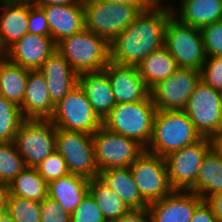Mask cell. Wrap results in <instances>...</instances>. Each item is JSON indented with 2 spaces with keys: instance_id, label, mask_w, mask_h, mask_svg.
<instances>
[{
  "instance_id": "obj_1",
  "label": "cell",
  "mask_w": 222,
  "mask_h": 222,
  "mask_svg": "<svg viewBox=\"0 0 222 222\" xmlns=\"http://www.w3.org/2000/svg\"><path fill=\"white\" fill-rule=\"evenodd\" d=\"M173 15L167 9L142 10L137 18L110 42V61L136 66L151 52L162 48L165 28Z\"/></svg>"
},
{
  "instance_id": "obj_2",
  "label": "cell",
  "mask_w": 222,
  "mask_h": 222,
  "mask_svg": "<svg viewBox=\"0 0 222 222\" xmlns=\"http://www.w3.org/2000/svg\"><path fill=\"white\" fill-rule=\"evenodd\" d=\"M201 138L183 110H157L152 137L145 150L164 158Z\"/></svg>"
},
{
  "instance_id": "obj_3",
  "label": "cell",
  "mask_w": 222,
  "mask_h": 222,
  "mask_svg": "<svg viewBox=\"0 0 222 222\" xmlns=\"http://www.w3.org/2000/svg\"><path fill=\"white\" fill-rule=\"evenodd\" d=\"M156 111L150 95L138 102L119 103L102 121V126L137 141L146 149L152 137Z\"/></svg>"
},
{
  "instance_id": "obj_4",
  "label": "cell",
  "mask_w": 222,
  "mask_h": 222,
  "mask_svg": "<svg viewBox=\"0 0 222 222\" xmlns=\"http://www.w3.org/2000/svg\"><path fill=\"white\" fill-rule=\"evenodd\" d=\"M56 46L78 74L101 71L110 62V43L85 28L63 38Z\"/></svg>"
},
{
  "instance_id": "obj_5",
  "label": "cell",
  "mask_w": 222,
  "mask_h": 222,
  "mask_svg": "<svg viewBox=\"0 0 222 222\" xmlns=\"http://www.w3.org/2000/svg\"><path fill=\"white\" fill-rule=\"evenodd\" d=\"M85 29L105 38L109 43L122 33L145 6L83 0Z\"/></svg>"
},
{
  "instance_id": "obj_6",
  "label": "cell",
  "mask_w": 222,
  "mask_h": 222,
  "mask_svg": "<svg viewBox=\"0 0 222 222\" xmlns=\"http://www.w3.org/2000/svg\"><path fill=\"white\" fill-rule=\"evenodd\" d=\"M164 46L178 68L200 71L207 58L200 29L183 24L173 15L166 24Z\"/></svg>"
},
{
  "instance_id": "obj_7",
  "label": "cell",
  "mask_w": 222,
  "mask_h": 222,
  "mask_svg": "<svg viewBox=\"0 0 222 222\" xmlns=\"http://www.w3.org/2000/svg\"><path fill=\"white\" fill-rule=\"evenodd\" d=\"M49 120L56 128L87 134H93L102 126V120L94 112L79 83L55 105Z\"/></svg>"
},
{
  "instance_id": "obj_8",
  "label": "cell",
  "mask_w": 222,
  "mask_h": 222,
  "mask_svg": "<svg viewBox=\"0 0 222 222\" xmlns=\"http://www.w3.org/2000/svg\"><path fill=\"white\" fill-rule=\"evenodd\" d=\"M13 143L25 161L26 167H37L56 151V127L50 120L25 119Z\"/></svg>"
},
{
  "instance_id": "obj_9",
  "label": "cell",
  "mask_w": 222,
  "mask_h": 222,
  "mask_svg": "<svg viewBox=\"0 0 222 222\" xmlns=\"http://www.w3.org/2000/svg\"><path fill=\"white\" fill-rule=\"evenodd\" d=\"M95 161L99 170L128 168L145 151L137 141L101 126L92 134Z\"/></svg>"
},
{
  "instance_id": "obj_10",
  "label": "cell",
  "mask_w": 222,
  "mask_h": 222,
  "mask_svg": "<svg viewBox=\"0 0 222 222\" xmlns=\"http://www.w3.org/2000/svg\"><path fill=\"white\" fill-rule=\"evenodd\" d=\"M56 151L66 161L69 174L88 180L99 177L92 134L56 128Z\"/></svg>"
},
{
  "instance_id": "obj_11",
  "label": "cell",
  "mask_w": 222,
  "mask_h": 222,
  "mask_svg": "<svg viewBox=\"0 0 222 222\" xmlns=\"http://www.w3.org/2000/svg\"><path fill=\"white\" fill-rule=\"evenodd\" d=\"M183 111L201 137L211 139L222 132L221 91L208 86L203 80L197 83Z\"/></svg>"
},
{
  "instance_id": "obj_12",
  "label": "cell",
  "mask_w": 222,
  "mask_h": 222,
  "mask_svg": "<svg viewBox=\"0 0 222 222\" xmlns=\"http://www.w3.org/2000/svg\"><path fill=\"white\" fill-rule=\"evenodd\" d=\"M211 147V139L202 137L164 157L169 184L173 190L189 191L194 186L203 158Z\"/></svg>"
},
{
  "instance_id": "obj_13",
  "label": "cell",
  "mask_w": 222,
  "mask_h": 222,
  "mask_svg": "<svg viewBox=\"0 0 222 222\" xmlns=\"http://www.w3.org/2000/svg\"><path fill=\"white\" fill-rule=\"evenodd\" d=\"M141 197L149 204L169 195L173 189L168 180L165 159L144 151L130 166Z\"/></svg>"
},
{
  "instance_id": "obj_14",
  "label": "cell",
  "mask_w": 222,
  "mask_h": 222,
  "mask_svg": "<svg viewBox=\"0 0 222 222\" xmlns=\"http://www.w3.org/2000/svg\"><path fill=\"white\" fill-rule=\"evenodd\" d=\"M201 73L191 68H178L170 77L150 89V96L157 110H184Z\"/></svg>"
},
{
  "instance_id": "obj_15",
  "label": "cell",
  "mask_w": 222,
  "mask_h": 222,
  "mask_svg": "<svg viewBox=\"0 0 222 222\" xmlns=\"http://www.w3.org/2000/svg\"><path fill=\"white\" fill-rule=\"evenodd\" d=\"M204 200L196 193L173 190L169 195L148 204L152 222H190Z\"/></svg>"
},
{
  "instance_id": "obj_16",
  "label": "cell",
  "mask_w": 222,
  "mask_h": 222,
  "mask_svg": "<svg viewBox=\"0 0 222 222\" xmlns=\"http://www.w3.org/2000/svg\"><path fill=\"white\" fill-rule=\"evenodd\" d=\"M103 70L107 73L116 104L138 102L150 95L136 66L110 61Z\"/></svg>"
},
{
  "instance_id": "obj_17",
  "label": "cell",
  "mask_w": 222,
  "mask_h": 222,
  "mask_svg": "<svg viewBox=\"0 0 222 222\" xmlns=\"http://www.w3.org/2000/svg\"><path fill=\"white\" fill-rule=\"evenodd\" d=\"M57 50L51 36L27 33L4 54L10 62L28 70H39L44 61Z\"/></svg>"
},
{
  "instance_id": "obj_18",
  "label": "cell",
  "mask_w": 222,
  "mask_h": 222,
  "mask_svg": "<svg viewBox=\"0 0 222 222\" xmlns=\"http://www.w3.org/2000/svg\"><path fill=\"white\" fill-rule=\"evenodd\" d=\"M0 10V55H3L28 33L30 0H0Z\"/></svg>"
},
{
  "instance_id": "obj_19",
  "label": "cell",
  "mask_w": 222,
  "mask_h": 222,
  "mask_svg": "<svg viewBox=\"0 0 222 222\" xmlns=\"http://www.w3.org/2000/svg\"><path fill=\"white\" fill-rule=\"evenodd\" d=\"M39 71L45 77L49 98L54 105L78 84V73L57 50L44 61Z\"/></svg>"
},
{
  "instance_id": "obj_20",
  "label": "cell",
  "mask_w": 222,
  "mask_h": 222,
  "mask_svg": "<svg viewBox=\"0 0 222 222\" xmlns=\"http://www.w3.org/2000/svg\"><path fill=\"white\" fill-rule=\"evenodd\" d=\"M46 16L50 36L57 44L85 28L83 0L75 4L38 6Z\"/></svg>"
},
{
  "instance_id": "obj_21",
  "label": "cell",
  "mask_w": 222,
  "mask_h": 222,
  "mask_svg": "<svg viewBox=\"0 0 222 222\" xmlns=\"http://www.w3.org/2000/svg\"><path fill=\"white\" fill-rule=\"evenodd\" d=\"M20 108L24 119L49 120L52 117L55 105L49 98L48 85L39 70H29Z\"/></svg>"
},
{
  "instance_id": "obj_22",
  "label": "cell",
  "mask_w": 222,
  "mask_h": 222,
  "mask_svg": "<svg viewBox=\"0 0 222 222\" xmlns=\"http://www.w3.org/2000/svg\"><path fill=\"white\" fill-rule=\"evenodd\" d=\"M78 83L85 91L94 112L103 121L116 105L107 73L104 70L80 73Z\"/></svg>"
},
{
  "instance_id": "obj_23",
  "label": "cell",
  "mask_w": 222,
  "mask_h": 222,
  "mask_svg": "<svg viewBox=\"0 0 222 222\" xmlns=\"http://www.w3.org/2000/svg\"><path fill=\"white\" fill-rule=\"evenodd\" d=\"M172 13L183 24L201 29L222 20V0H183Z\"/></svg>"
},
{
  "instance_id": "obj_24",
  "label": "cell",
  "mask_w": 222,
  "mask_h": 222,
  "mask_svg": "<svg viewBox=\"0 0 222 222\" xmlns=\"http://www.w3.org/2000/svg\"><path fill=\"white\" fill-rule=\"evenodd\" d=\"M89 181L83 176L68 174L48 183V196L72 214L89 192Z\"/></svg>"
},
{
  "instance_id": "obj_25",
  "label": "cell",
  "mask_w": 222,
  "mask_h": 222,
  "mask_svg": "<svg viewBox=\"0 0 222 222\" xmlns=\"http://www.w3.org/2000/svg\"><path fill=\"white\" fill-rule=\"evenodd\" d=\"M99 178L109 186L131 210L148 208L128 168H110L99 173Z\"/></svg>"
},
{
  "instance_id": "obj_26",
  "label": "cell",
  "mask_w": 222,
  "mask_h": 222,
  "mask_svg": "<svg viewBox=\"0 0 222 222\" xmlns=\"http://www.w3.org/2000/svg\"><path fill=\"white\" fill-rule=\"evenodd\" d=\"M137 68L145 85L151 89L161 80L173 75L178 66L168 49L163 46L146 56Z\"/></svg>"
},
{
  "instance_id": "obj_27",
  "label": "cell",
  "mask_w": 222,
  "mask_h": 222,
  "mask_svg": "<svg viewBox=\"0 0 222 222\" xmlns=\"http://www.w3.org/2000/svg\"><path fill=\"white\" fill-rule=\"evenodd\" d=\"M189 191L198 194L203 200L222 191V160L213 147L205 154L195 184Z\"/></svg>"
},
{
  "instance_id": "obj_28",
  "label": "cell",
  "mask_w": 222,
  "mask_h": 222,
  "mask_svg": "<svg viewBox=\"0 0 222 222\" xmlns=\"http://www.w3.org/2000/svg\"><path fill=\"white\" fill-rule=\"evenodd\" d=\"M29 70L10 62L0 55V94L21 106L25 94Z\"/></svg>"
},
{
  "instance_id": "obj_29",
  "label": "cell",
  "mask_w": 222,
  "mask_h": 222,
  "mask_svg": "<svg viewBox=\"0 0 222 222\" xmlns=\"http://www.w3.org/2000/svg\"><path fill=\"white\" fill-rule=\"evenodd\" d=\"M89 193L102 211L107 222L128 214L131 209L99 177L89 181Z\"/></svg>"
},
{
  "instance_id": "obj_30",
  "label": "cell",
  "mask_w": 222,
  "mask_h": 222,
  "mask_svg": "<svg viewBox=\"0 0 222 222\" xmlns=\"http://www.w3.org/2000/svg\"><path fill=\"white\" fill-rule=\"evenodd\" d=\"M9 195L33 201H43L48 196V183L35 167L24 168L8 185Z\"/></svg>"
},
{
  "instance_id": "obj_31",
  "label": "cell",
  "mask_w": 222,
  "mask_h": 222,
  "mask_svg": "<svg viewBox=\"0 0 222 222\" xmlns=\"http://www.w3.org/2000/svg\"><path fill=\"white\" fill-rule=\"evenodd\" d=\"M24 120L20 106L0 94V142H12Z\"/></svg>"
},
{
  "instance_id": "obj_32",
  "label": "cell",
  "mask_w": 222,
  "mask_h": 222,
  "mask_svg": "<svg viewBox=\"0 0 222 222\" xmlns=\"http://www.w3.org/2000/svg\"><path fill=\"white\" fill-rule=\"evenodd\" d=\"M26 164L15 144L0 142V183L9 185Z\"/></svg>"
},
{
  "instance_id": "obj_33",
  "label": "cell",
  "mask_w": 222,
  "mask_h": 222,
  "mask_svg": "<svg viewBox=\"0 0 222 222\" xmlns=\"http://www.w3.org/2000/svg\"><path fill=\"white\" fill-rule=\"evenodd\" d=\"M41 202L15 195H8L6 212L14 222H40Z\"/></svg>"
},
{
  "instance_id": "obj_34",
  "label": "cell",
  "mask_w": 222,
  "mask_h": 222,
  "mask_svg": "<svg viewBox=\"0 0 222 222\" xmlns=\"http://www.w3.org/2000/svg\"><path fill=\"white\" fill-rule=\"evenodd\" d=\"M36 169L47 183L69 174L66 161L57 151L50 154Z\"/></svg>"
},
{
  "instance_id": "obj_35",
  "label": "cell",
  "mask_w": 222,
  "mask_h": 222,
  "mask_svg": "<svg viewBox=\"0 0 222 222\" xmlns=\"http://www.w3.org/2000/svg\"><path fill=\"white\" fill-rule=\"evenodd\" d=\"M70 222H107L102 211L88 192L82 202L75 208L70 217Z\"/></svg>"
},
{
  "instance_id": "obj_36",
  "label": "cell",
  "mask_w": 222,
  "mask_h": 222,
  "mask_svg": "<svg viewBox=\"0 0 222 222\" xmlns=\"http://www.w3.org/2000/svg\"><path fill=\"white\" fill-rule=\"evenodd\" d=\"M207 57L222 56V20L200 29Z\"/></svg>"
},
{
  "instance_id": "obj_37",
  "label": "cell",
  "mask_w": 222,
  "mask_h": 222,
  "mask_svg": "<svg viewBox=\"0 0 222 222\" xmlns=\"http://www.w3.org/2000/svg\"><path fill=\"white\" fill-rule=\"evenodd\" d=\"M200 73L201 80L208 86L222 91V56L207 57Z\"/></svg>"
},
{
  "instance_id": "obj_38",
  "label": "cell",
  "mask_w": 222,
  "mask_h": 222,
  "mask_svg": "<svg viewBox=\"0 0 222 222\" xmlns=\"http://www.w3.org/2000/svg\"><path fill=\"white\" fill-rule=\"evenodd\" d=\"M71 214L63 210L58 203L47 196L41 202L40 222H70Z\"/></svg>"
},
{
  "instance_id": "obj_39",
  "label": "cell",
  "mask_w": 222,
  "mask_h": 222,
  "mask_svg": "<svg viewBox=\"0 0 222 222\" xmlns=\"http://www.w3.org/2000/svg\"><path fill=\"white\" fill-rule=\"evenodd\" d=\"M28 32L32 34L50 36L49 24L44 11L30 0L28 17Z\"/></svg>"
},
{
  "instance_id": "obj_40",
  "label": "cell",
  "mask_w": 222,
  "mask_h": 222,
  "mask_svg": "<svg viewBox=\"0 0 222 222\" xmlns=\"http://www.w3.org/2000/svg\"><path fill=\"white\" fill-rule=\"evenodd\" d=\"M111 222H152V219L148 208H145L141 210H131L128 214Z\"/></svg>"
},
{
  "instance_id": "obj_41",
  "label": "cell",
  "mask_w": 222,
  "mask_h": 222,
  "mask_svg": "<svg viewBox=\"0 0 222 222\" xmlns=\"http://www.w3.org/2000/svg\"><path fill=\"white\" fill-rule=\"evenodd\" d=\"M190 222H217L210 207L203 201L195 210Z\"/></svg>"
},
{
  "instance_id": "obj_42",
  "label": "cell",
  "mask_w": 222,
  "mask_h": 222,
  "mask_svg": "<svg viewBox=\"0 0 222 222\" xmlns=\"http://www.w3.org/2000/svg\"><path fill=\"white\" fill-rule=\"evenodd\" d=\"M204 201L210 207L217 222H222V191L206 197Z\"/></svg>"
},
{
  "instance_id": "obj_43",
  "label": "cell",
  "mask_w": 222,
  "mask_h": 222,
  "mask_svg": "<svg viewBox=\"0 0 222 222\" xmlns=\"http://www.w3.org/2000/svg\"><path fill=\"white\" fill-rule=\"evenodd\" d=\"M141 1L146 8L167 9L169 11H173V9L175 8V5L174 4L172 5L171 2L172 0H141ZM169 1L171 2V4Z\"/></svg>"
},
{
  "instance_id": "obj_44",
  "label": "cell",
  "mask_w": 222,
  "mask_h": 222,
  "mask_svg": "<svg viewBox=\"0 0 222 222\" xmlns=\"http://www.w3.org/2000/svg\"><path fill=\"white\" fill-rule=\"evenodd\" d=\"M80 0H32L33 4L36 6H48V5H67L75 4Z\"/></svg>"
},
{
  "instance_id": "obj_45",
  "label": "cell",
  "mask_w": 222,
  "mask_h": 222,
  "mask_svg": "<svg viewBox=\"0 0 222 222\" xmlns=\"http://www.w3.org/2000/svg\"><path fill=\"white\" fill-rule=\"evenodd\" d=\"M8 195H9L8 185L0 183V212H6Z\"/></svg>"
},
{
  "instance_id": "obj_46",
  "label": "cell",
  "mask_w": 222,
  "mask_h": 222,
  "mask_svg": "<svg viewBox=\"0 0 222 222\" xmlns=\"http://www.w3.org/2000/svg\"><path fill=\"white\" fill-rule=\"evenodd\" d=\"M212 147L222 160V132L211 138Z\"/></svg>"
},
{
  "instance_id": "obj_47",
  "label": "cell",
  "mask_w": 222,
  "mask_h": 222,
  "mask_svg": "<svg viewBox=\"0 0 222 222\" xmlns=\"http://www.w3.org/2000/svg\"><path fill=\"white\" fill-rule=\"evenodd\" d=\"M99 2H109V3H118V4H122V3H128V4H133L136 6H144L142 4L141 0H96Z\"/></svg>"
},
{
  "instance_id": "obj_48",
  "label": "cell",
  "mask_w": 222,
  "mask_h": 222,
  "mask_svg": "<svg viewBox=\"0 0 222 222\" xmlns=\"http://www.w3.org/2000/svg\"><path fill=\"white\" fill-rule=\"evenodd\" d=\"M0 222H14V221L11 218V216L7 212H5L1 215Z\"/></svg>"
}]
</instances>
